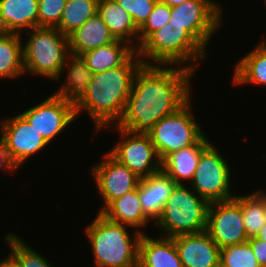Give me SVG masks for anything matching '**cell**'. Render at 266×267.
<instances>
[{
	"mask_svg": "<svg viewBox=\"0 0 266 267\" xmlns=\"http://www.w3.org/2000/svg\"><path fill=\"white\" fill-rule=\"evenodd\" d=\"M194 75L180 66L142 64L134 76L123 115L115 126L148 134L154 124L191 98Z\"/></svg>",
	"mask_w": 266,
	"mask_h": 267,
	"instance_id": "6da1fadb",
	"label": "cell"
},
{
	"mask_svg": "<svg viewBox=\"0 0 266 267\" xmlns=\"http://www.w3.org/2000/svg\"><path fill=\"white\" fill-rule=\"evenodd\" d=\"M135 51L121 66L93 73L87 93L75 105L76 118L86 112L93 123L94 134L121 119L134 76L142 65Z\"/></svg>",
	"mask_w": 266,
	"mask_h": 267,
	"instance_id": "7a4b0ae2",
	"label": "cell"
},
{
	"mask_svg": "<svg viewBox=\"0 0 266 267\" xmlns=\"http://www.w3.org/2000/svg\"><path fill=\"white\" fill-rule=\"evenodd\" d=\"M130 226L108 220L101 213L85 227L95 267H137L142 236ZM132 234H131V233Z\"/></svg>",
	"mask_w": 266,
	"mask_h": 267,
	"instance_id": "3957f363",
	"label": "cell"
},
{
	"mask_svg": "<svg viewBox=\"0 0 266 267\" xmlns=\"http://www.w3.org/2000/svg\"><path fill=\"white\" fill-rule=\"evenodd\" d=\"M136 51L143 64L175 65L194 73L208 55L184 27L169 23L154 31Z\"/></svg>",
	"mask_w": 266,
	"mask_h": 267,
	"instance_id": "277c9868",
	"label": "cell"
},
{
	"mask_svg": "<svg viewBox=\"0 0 266 267\" xmlns=\"http://www.w3.org/2000/svg\"><path fill=\"white\" fill-rule=\"evenodd\" d=\"M209 202L188 184H177L167 198L155 230L163 237L206 231Z\"/></svg>",
	"mask_w": 266,
	"mask_h": 267,
	"instance_id": "5b68a950",
	"label": "cell"
},
{
	"mask_svg": "<svg viewBox=\"0 0 266 267\" xmlns=\"http://www.w3.org/2000/svg\"><path fill=\"white\" fill-rule=\"evenodd\" d=\"M24 34V73L55 80L69 52V38L57 28L35 27Z\"/></svg>",
	"mask_w": 266,
	"mask_h": 267,
	"instance_id": "8992f818",
	"label": "cell"
},
{
	"mask_svg": "<svg viewBox=\"0 0 266 267\" xmlns=\"http://www.w3.org/2000/svg\"><path fill=\"white\" fill-rule=\"evenodd\" d=\"M192 97L176 112L158 121L148 132L162 162L168 155L194 145L205 133L192 112Z\"/></svg>",
	"mask_w": 266,
	"mask_h": 267,
	"instance_id": "52a82bcc",
	"label": "cell"
},
{
	"mask_svg": "<svg viewBox=\"0 0 266 267\" xmlns=\"http://www.w3.org/2000/svg\"><path fill=\"white\" fill-rule=\"evenodd\" d=\"M212 142L199 158L193 179L188 185L209 203L235 197L231 191V165ZM234 194V195H233Z\"/></svg>",
	"mask_w": 266,
	"mask_h": 267,
	"instance_id": "ba28073f",
	"label": "cell"
},
{
	"mask_svg": "<svg viewBox=\"0 0 266 267\" xmlns=\"http://www.w3.org/2000/svg\"><path fill=\"white\" fill-rule=\"evenodd\" d=\"M216 0H188L171 7L169 24L184 29L207 51L214 34L223 26V4ZM219 28V29H218Z\"/></svg>",
	"mask_w": 266,
	"mask_h": 267,
	"instance_id": "9c48e42d",
	"label": "cell"
},
{
	"mask_svg": "<svg viewBox=\"0 0 266 267\" xmlns=\"http://www.w3.org/2000/svg\"><path fill=\"white\" fill-rule=\"evenodd\" d=\"M111 127L120 134L118 142L107 151L113 158L141 179L161 170V161L148 134L132 133L115 125L103 130Z\"/></svg>",
	"mask_w": 266,
	"mask_h": 267,
	"instance_id": "30bf717a",
	"label": "cell"
},
{
	"mask_svg": "<svg viewBox=\"0 0 266 267\" xmlns=\"http://www.w3.org/2000/svg\"><path fill=\"white\" fill-rule=\"evenodd\" d=\"M50 144L76 121L75 105L51 93L38 104L19 112Z\"/></svg>",
	"mask_w": 266,
	"mask_h": 267,
	"instance_id": "8fae6325",
	"label": "cell"
},
{
	"mask_svg": "<svg viewBox=\"0 0 266 267\" xmlns=\"http://www.w3.org/2000/svg\"><path fill=\"white\" fill-rule=\"evenodd\" d=\"M102 158L104 159L90 167L91 177L104 202L98 209V213H101L115 199L138 188L141 180L108 152Z\"/></svg>",
	"mask_w": 266,
	"mask_h": 267,
	"instance_id": "7c38bea8",
	"label": "cell"
},
{
	"mask_svg": "<svg viewBox=\"0 0 266 267\" xmlns=\"http://www.w3.org/2000/svg\"><path fill=\"white\" fill-rule=\"evenodd\" d=\"M206 232L224 248L248 241L243 223L241 205L233 198L211 202L207 212Z\"/></svg>",
	"mask_w": 266,
	"mask_h": 267,
	"instance_id": "4fadbf2b",
	"label": "cell"
},
{
	"mask_svg": "<svg viewBox=\"0 0 266 267\" xmlns=\"http://www.w3.org/2000/svg\"><path fill=\"white\" fill-rule=\"evenodd\" d=\"M0 129L9 157L18 170L30 157L49 148V144L20 113L0 120Z\"/></svg>",
	"mask_w": 266,
	"mask_h": 267,
	"instance_id": "5bb4252c",
	"label": "cell"
},
{
	"mask_svg": "<svg viewBox=\"0 0 266 267\" xmlns=\"http://www.w3.org/2000/svg\"><path fill=\"white\" fill-rule=\"evenodd\" d=\"M172 238L183 267H220V248L206 231Z\"/></svg>",
	"mask_w": 266,
	"mask_h": 267,
	"instance_id": "9a60e30c",
	"label": "cell"
},
{
	"mask_svg": "<svg viewBox=\"0 0 266 267\" xmlns=\"http://www.w3.org/2000/svg\"><path fill=\"white\" fill-rule=\"evenodd\" d=\"M63 74L67 76L64 78V82L60 80ZM92 74L82 56L69 54L55 80L57 82L61 81L62 84L52 94L65 98L68 102L76 105L87 93Z\"/></svg>",
	"mask_w": 266,
	"mask_h": 267,
	"instance_id": "2e32d148",
	"label": "cell"
},
{
	"mask_svg": "<svg viewBox=\"0 0 266 267\" xmlns=\"http://www.w3.org/2000/svg\"><path fill=\"white\" fill-rule=\"evenodd\" d=\"M177 183L162 169L140 180L138 195L144 214L155 223Z\"/></svg>",
	"mask_w": 266,
	"mask_h": 267,
	"instance_id": "e0dca14e",
	"label": "cell"
},
{
	"mask_svg": "<svg viewBox=\"0 0 266 267\" xmlns=\"http://www.w3.org/2000/svg\"><path fill=\"white\" fill-rule=\"evenodd\" d=\"M210 140L204 134L194 145L171 153L161 162V169L177 184L190 183L201 153L212 143Z\"/></svg>",
	"mask_w": 266,
	"mask_h": 267,
	"instance_id": "ac0fdd59",
	"label": "cell"
},
{
	"mask_svg": "<svg viewBox=\"0 0 266 267\" xmlns=\"http://www.w3.org/2000/svg\"><path fill=\"white\" fill-rule=\"evenodd\" d=\"M38 27V0H0V31L23 33Z\"/></svg>",
	"mask_w": 266,
	"mask_h": 267,
	"instance_id": "d6986e66",
	"label": "cell"
},
{
	"mask_svg": "<svg viewBox=\"0 0 266 267\" xmlns=\"http://www.w3.org/2000/svg\"><path fill=\"white\" fill-rule=\"evenodd\" d=\"M137 267H183L173 238L143 233Z\"/></svg>",
	"mask_w": 266,
	"mask_h": 267,
	"instance_id": "ffe728a7",
	"label": "cell"
},
{
	"mask_svg": "<svg viewBox=\"0 0 266 267\" xmlns=\"http://www.w3.org/2000/svg\"><path fill=\"white\" fill-rule=\"evenodd\" d=\"M101 214L110 221L130 226L142 234L146 233L143 227L148 228L147 225L153 222L142 210L138 188L112 201Z\"/></svg>",
	"mask_w": 266,
	"mask_h": 267,
	"instance_id": "44dd1931",
	"label": "cell"
},
{
	"mask_svg": "<svg viewBox=\"0 0 266 267\" xmlns=\"http://www.w3.org/2000/svg\"><path fill=\"white\" fill-rule=\"evenodd\" d=\"M68 38L70 54L80 56L95 48L116 41L98 13L89 18L80 28L71 33Z\"/></svg>",
	"mask_w": 266,
	"mask_h": 267,
	"instance_id": "7402d4cb",
	"label": "cell"
},
{
	"mask_svg": "<svg viewBox=\"0 0 266 267\" xmlns=\"http://www.w3.org/2000/svg\"><path fill=\"white\" fill-rule=\"evenodd\" d=\"M97 13L116 40L125 41L137 50L139 28L128 12L115 0H99Z\"/></svg>",
	"mask_w": 266,
	"mask_h": 267,
	"instance_id": "603a6c76",
	"label": "cell"
},
{
	"mask_svg": "<svg viewBox=\"0 0 266 267\" xmlns=\"http://www.w3.org/2000/svg\"><path fill=\"white\" fill-rule=\"evenodd\" d=\"M234 66V86H266V48L262 44L258 43L250 52L239 58Z\"/></svg>",
	"mask_w": 266,
	"mask_h": 267,
	"instance_id": "cb8c5ba5",
	"label": "cell"
},
{
	"mask_svg": "<svg viewBox=\"0 0 266 267\" xmlns=\"http://www.w3.org/2000/svg\"><path fill=\"white\" fill-rule=\"evenodd\" d=\"M136 50L125 41L116 40L82 54L92 73H99L121 66Z\"/></svg>",
	"mask_w": 266,
	"mask_h": 267,
	"instance_id": "d4e9b609",
	"label": "cell"
},
{
	"mask_svg": "<svg viewBox=\"0 0 266 267\" xmlns=\"http://www.w3.org/2000/svg\"><path fill=\"white\" fill-rule=\"evenodd\" d=\"M20 34L0 31V79L23 76V40ZM23 40V41H22Z\"/></svg>",
	"mask_w": 266,
	"mask_h": 267,
	"instance_id": "484cf974",
	"label": "cell"
},
{
	"mask_svg": "<svg viewBox=\"0 0 266 267\" xmlns=\"http://www.w3.org/2000/svg\"><path fill=\"white\" fill-rule=\"evenodd\" d=\"M248 193L236 194L234 199L241 205L246 235L251 238L255 237L266 223V189Z\"/></svg>",
	"mask_w": 266,
	"mask_h": 267,
	"instance_id": "4316f807",
	"label": "cell"
},
{
	"mask_svg": "<svg viewBox=\"0 0 266 267\" xmlns=\"http://www.w3.org/2000/svg\"><path fill=\"white\" fill-rule=\"evenodd\" d=\"M98 2L99 0H67L56 28L62 34L69 36L97 14Z\"/></svg>",
	"mask_w": 266,
	"mask_h": 267,
	"instance_id": "83f0119b",
	"label": "cell"
},
{
	"mask_svg": "<svg viewBox=\"0 0 266 267\" xmlns=\"http://www.w3.org/2000/svg\"><path fill=\"white\" fill-rule=\"evenodd\" d=\"M8 244L10 252L7 254L18 267H52L53 263L48 261L40 252L33 249L27 242H24L22 238L16 234V232L6 233L3 238ZM54 267V266H53Z\"/></svg>",
	"mask_w": 266,
	"mask_h": 267,
	"instance_id": "f1b7e54d",
	"label": "cell"
},
{
	"mask_svg": "<svg viewBox=\"0 0 266 267\" xmlns=\"http://www.w3.org/2000/svg\"><path fill=\"white\" fill-rule=\"evenodd\" d=\"M220 267H260L248 242L220 249Z\"/></svg>",
	"mask_w": 266,
	"mask_h": 267,
	"instance_id": "f546056e",
	"label": "cell"
},
{
	"mask_svg": "<svg viewBox=\"0 0 266 267\" xmlns=\"http://www.w3.org/2000/svg\"><path fill=\"white\" fill-rule=\"evenodd\" d=\"M171 17V7L161 3L159 0L154 5L148 19L139 28L138 47L156 30L160 29L166 23H169Z\"/></svg>",
	"mask_w": 266,
	"mask_h": 267,
	"instance_id": "4dcf8cb0",
	"label": "cell"
},
{
	"mask_svg": "<svg viewBox=\"0 0 266 267\" xmlns=\"http://www.w3.org/2000/svg\"><path fill=\"white\" fill-rule=\"evenodd\" d=\"M67 0H38V27L56 28Z\"/></svg>",
	"mask_w": 266,
	"mask_h": 267,
	"instance_id": "1f68e13d",
	"label": "cell"
},
{
	"mask_svg": "<svg viewBox=\"0 0 266 267\" xmlns=\"http://www.w3.org/2000/svg\"><path fill=\"white\" fill-rule=\"evenodd\" d=\"M126 12L130 14L135 25L140 28L148 19L158 0H115Z\"/></svg>",
	"mask_w": 266,
	"mask_h": 267,
	"instance_id": "d6a6232c",
	"label": "cell"
},
{
	"mask_svg": "<svg viewBox=\"0 0 266 267\" xmlns=\"http://www.w3.org/2000/svg\"><path fill=\"white\" fill-rule=\"evenodd\" d=\"M256 256L258 265L260 267H266V241L255 237H251L247 241Z\"/></svg>",
	"mask_w": 266,
	"mask_h": 267,
	"instance_id": "836d02e7",
	"label": "cell"
},
{
	"mask_svg": "<svg viewBox=\"0 0 266 267\" xmlns=\"http://www.w3.org/2000/svg\"><path fill=\"white\" fill-rule=\"evenodd\" d=\"M0 168L1 171H5L6 173L9 174L10 172L14 174L13 172L17 171L18 169L11 161L5 141L1 136H0Z\"/></svg>",
	"mask_w": 266,
	"mask_h": 267,
	"instance_id": "e575fe53",
	"label": "cell"
},
{
	"mask_svg": "<svg viewBox=\"0 0 266 267\" xmlns=\"http://www.w3.org/2000/svg\"><path fill=\"white\" fill-rule=\"evenodd\" d=\"M0 267H18L17 264L8 256L0 260Z\"/></svg>",
	"mask_w": 266,
	"mask_h": 267,
	"instance_id": "d590c367",
	"label": "cell"
},
{
	"mask_svg": "<svg viewBox=\"0 0 266 267\" xmlns=\"http://www.w3.org/2000/svg\"><path fill=\"white\" fill-rule=\"evenodd\" d=\"M159 1L161 3L169 5L170 7H174V6L180 5V4H182L188 0H159Z\"/></svg>",
	"mask_w": 266,
	"mask_h": 267,
	"instance_id": "8d00e7d4",
	"label": "cell"
},
{
	"mask_svg": "<svg viewBox=\"0 0 266 267\" xmlns=\"http://www.w3.org/2000/svg\"><path fill=\"white\" fill-rule=\"evenodd\" d=\"M255 238H258V239H261V240H265L266 241V223L262 227V229L257 233V235L255 236Z\"/></svg>",
	"mask_w": 266,
	"mask_h": 267,
	"instance_id": "74e56055",
	"label": "cell"
},
{
	"mask_svg": "<svg viewBox=\"0 0 266 267\" xmlns=\"http://www.w3.org/2000/svg\"><path fill=\"white\" fill-rule=\"evenodd\" d=\"M259 43L262 44L266 48V39L264 41L261 40Z\"/></svg>",
	"mask_w": 266,
	"mask_h": 267,
	"instance_id": "f35d334b",
	"label": "cell"
}]
</instances>
